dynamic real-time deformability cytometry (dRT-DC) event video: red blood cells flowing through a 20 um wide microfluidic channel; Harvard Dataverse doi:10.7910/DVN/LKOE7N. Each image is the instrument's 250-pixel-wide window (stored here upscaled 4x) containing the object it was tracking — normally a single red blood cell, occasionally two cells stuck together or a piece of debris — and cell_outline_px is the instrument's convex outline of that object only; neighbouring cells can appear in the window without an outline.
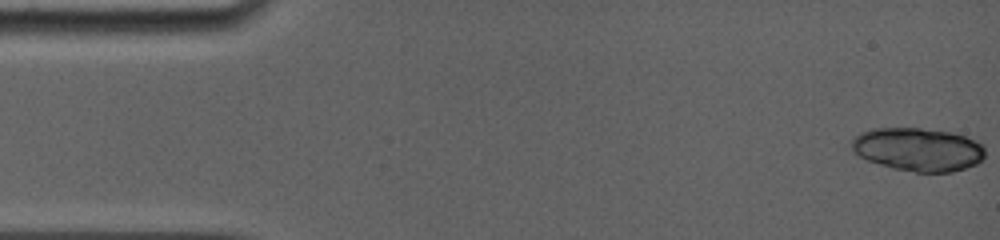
{"species": "common noctule bat (a hibernating species)", "species_latin": "Nyctalus noctula", "temperature_condition": "room temperature", "stored_images_in_passage": 14, "camera_frame_rate_fps": 5000, "um_per_image_px": 0.085, "animal": {"sex": "female", "body_mass_g": 19.0, "forearm_length_mm": 56.7}, "frame": {"image": 1, "passage_image": 1, "time_ms": 0.0, "image_size_px": [1000, 240], "cell_outline_px": [[984, 156], [976, 164], [952, 172], [916, 172], [892, 168], [868, 160], [852, 152], [852, 140], [860, 132], [872, 128], [920, 128], [948, 132], [964, 136], [980, 144], [984, 148]], "centroid_in_image_um": [77.99, 12.7], "position_along_channel_um": 7.0, "area_um2": 33.35}}